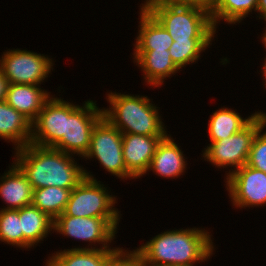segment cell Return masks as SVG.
I'll return each instance as SVG.
<instances>
[{
  "mask_svg": "<svg viewBox=\"0 0 266 266\" xmlns=\"http://www.w3.org/2000/svg\"><path fill=\"white\" fill-rule=\"evenodd\" d=\"M212 236L204 227L175 228L157 234L135 249L142 261L151 266H197L215 254Z\"/></svg>",
  "mask_w": 266,
  "mask_h": 266,
  "instance_id": "cell-1",
  "label": "cell"
},
{
  "mask_svg": "<svg viewBox=\"0 0 266 266\" xmlns=\"http://www.w3.org/2000/svg\"><path fill=\"white\" fill-rule=\"evenodd\" d=\"M12 153L13 162L26 175L33 190L49 186L72 190L86 177L84 166L75 161L76 156L52 147L29 143Z\"/></svg>",
  "mask_w": 266,
  "mask_h": 266,
  "instance_id": "cell-2",
  "label": "cell"
},
{
  "mask_svg": "<svg viewBox=\"0 0 266 266\" xmlns=\"http://www.w3.org/2000/svg\"><path fill=\"white\" fill-rule=\"evenodd\" d=\"M105 100L109 105L102 107L103 117L122 133L166 137L167 128L158 104L146 95L126 94L110 91ZM109 107V108H108Z\"/></svg>",
  "mask_w": 266,
  "mask_h": 266,
  "instance_id": "cell-3",
  "label": "cell"
},
{
  "mask_svg": "<svg viewBox=\"0 0 266 266\" xmlns=\"http://www.w3.org/2000/svg\"><path fill=\"white\" fill-rule=\"evenodd\" d=\"M141 4L174 41H214L217 37L211 15L201 8L163 1H143Z\"/></svg>",
  "mask_w": 266,
  "mask_h": 266,
  "instance_id": "cell-4",
  "label": "cell"
},
{
  "mask_svg": "<svg viewBox=\"0 0 266 266\" xmlns=\"http://www.w3.org/2000/svg\"><path fill=\"white\" fill-rule=\"evenodd\" d=\"M266 124V113H257L239 132L219 141L210 142L202 150L200 159L209 162L215 168H224L225 176L244 166L256 133ZM230 168V169H229Z\"/></svg>",
  "mask_w": 266,
  "mask_h": 266,
  "instance_id": "cell-5",
  "label": "cell"
},
{
  "mask_svg": "<svg viewBox=\"0 0 266 266\" xmlns=\"http://www.w3.org/2000/svg\"><path fill=\"white\" fill-rule=\"evenodd\" d=\"M84 171L86 177L71 190L69 201L59 216L121 218V211L115 206L117 196L92 172L86 168Z\"/></svg>",
  "mask_w": 266,
  "mask_h": 266,
  "instance_id": "cell-6",
  "label": "cell"
},
{
  "mask_svg": "<svg viewBox=\"0 0 266 266\" xmlns=\"http://www.w3.org/2000/svg\"><path fill=\"white\" fill-rule=\"evenodd\" d=\"M96 103L89 99L81 106L65 100V134L52 148L78 158L84 157L90 146L93 129L103 118L102 107Z\"/></svg>",
  "mask_w": 266,
  "mask_h": 266,
  "instance_id": "cell-7",
  "label": "cell"
},
{
  "mask_svg": "<svg viewBox=\"0 0 266 266\" xmlns=\"http://www.w3.org/2000/svg\"><path fill=\"white\" fill-rule=\"evenodd\" d=\"M120 219L58 216L54 220L53 232L87 243L86 246H74L72 249H117L118 246L111 247V243L117 238Z\"/></svg>",
  "mask_w": 266,
  "mask_h": 266,
  "instance_id": "cell-8",
  "label": "cell"
},
{
  "mask_svg": "<svg viewBox=\"0 0 266 266\" xmlns=\"http://www.w3.org/2000/svg\"><path fill=\"white\" fill-rule=\"evenodd\" d=\"M95 158V159H94ZM82 159L97 160L100 167L120 181L134 179L125 166L122 149V132L104 117L96 124L91 135L90 146Z\"/></svg>",
  "mask_w": 266,
  "mask_h": 266,
  "instance_id": "cell-9",
  "label": "cell"
},
{
  "mask_svg": "<svg viewBox=\"0 0 266 266\" xmlns=\"http://www.w3.org/2000/svg\"><path fill=\"white\" fill-rule=\"evenodd\" d=\"M0 57V69L9 84L41 85L54 69V59L26 49H7Z\"/></svg>",
  "mask_w": 266,
  "mask_h": 266,
  "instance_id": "cell-10",
  "label": "cell"
},
{
  "mask_svg": "<svg viewBox=\"0 0 266 266\" xmlns=\"http://www.w3.org/2000/svg\"><path fill=\"white\" fill-rule=\"evenodd\" d=\"M224 186L228 192L234 209L266 206V173L248 165L235 170L224 178Z\"/></svg>",
  "mask_w": 266,
  "mask_h": 266,
  "instance_id": "cell-11",
  "label": "cell"
},
{
  "mask_svg": "<svg viewBox=\"0 0 266 266\" xmlns=\"http://www.w3.org/2000/svg\"><path fill=\"white\" fill-rule=\"evenodd\" d=\"M65 134V100L52 95L32 123L30 143L53 147Z\"/></svg>",
  "mask_w": 266,
  "mask_h": 266,
  "instance_id": "cell-12",
  "label": "cell"
},
{
  "mask_svg": "<svg viewBox=\"0 0 266 266\" xmlns=\"http://www.w3.org/2000/svg\"><path fill=\"white\" fill-rule=\"evenodd\" d=\"M163 138L165 137L122 133L125 166L135 180L148 173L154 153Z\"/></svg>",
  "mask_w": 266,
  "mask_h": 266,
  "instance_id": "cell-13",
  "label": "cell"
},
{
  "mask_svg": "<svg viewBox=\"0 0 266 266\" xmlns=\"http://www.w3.org/2000/svg\"><path fill=\"white\" fill-rule=\"evenodd\" d=\"M132 55L133 63L143 72L144 84L151 86L149 88L165 86V80L181 71L172 61L169 50H133Z\"/></svg>",
  "mask_w": 266,
  "mask_h": 266,
  "instance_id": "cell-14",
  "label": "cell"
},
{
  "mask_svg": "<svg viewBox=\"0 0 266 266\" xmlns=\"http://www.w3.org/2000/svg\"><path fill=\"white\" fill-rule=\"evenodd\" d=\"M180 148L175 138L168 134L158 144L148 172L152 171L153 174L165 179L181 178V175L186 173L188 163L186 154Z\"/></svg>",
  "mask_w": 266,
  "mask_h": 266,
  "instance_id": "cell-15",
  "label": "cell"
},
{
  "mask_svg": "<svg viewBox=\"0 0 266 266\" xmlns=\"http://www.w3.org/2000/svg\"><path fill=\"white\" fill-rule=\"evenodd\" d=\"M51 96L41 85L8 84L5 101L33 123Z\"/></svg>",
  "mask_w": 266,
  "mask_h": 266,
  "instance_id": "cell-16",
  "label": "cell"
},
{
  "mask_svg": "<svg viewBox=\"0 0 266 266\" xmlns=\"http://www.w3.org/2000/svg\"><path fill=\"white\" fill-rule=\"evenodd\" d=\"M8 169L0 177V198L7 204L0 209L17 210L31 205L33 189L26 175L13 161Z\"/></svg>",
  "mask_w": 266,
  "mask_h": 266,
  "instance_id": "cell-17",
  "label": "cell"
},
{
  "mask_svg": "<svg viewBox=\"0 0 266 266\" xmlns=\"http://www.w3.org/2000/svg\"><path fill=\"white\" fill-rule=\"evenodd\" d=\"M139 7L140 19L133 50H169L174 42L171 35L142 4Z\"/></svg>",
  "mask_w": 266,
  "mask_h": 266,
  "instance_id": "cell-18",
  "label": "cell"
},
{
  "mask_svg": "<svg viewBox=\"0 0 266 266\" xmlns=\"http://www.w3.org/2000/svg\"><path fill=\"white\" fill-rule=\"evenodd\" d=\"M31 136L32 123L5 100L0 101V139L11 142L15 151L28 145Z\"/></svg>",
  "mask_w": 266,
  "mask_h": 266,
  "instance_id": "cell-19",
  "label": "cell"
},
{
  "mask_svg": "<svg viewBox=\"0 0 266 266\" xmlns=\"http://www.w3.org/2000/svg\"><path fill=\"white\" fill-rule=\"evenodd\" d=\"M19 217L23 231V251L36 248L49 234L51 236L54 233V220L32 204L19 209Z\"/></svg>",
  "mask_w": 266,
  "mask_h": 266,
  "instance_id": "cell-20",
  "label": "cell"
},
{
  "mask_svg": "<svg viewBox=\"0 0 266 266\" xmlns=\"http://www.w3.org/2000/svg\"><path fill=\"white\" fill-rule=\"evenodd\" d=\"M233 108L220 107L210 115L208 121V138L209 142H215L230 137L243 129L257 113L261 110L250 114L248 117H242V114Z\"/></svg>",
  "mask_w": 266,
  "mask_h": 266,
  "instance_id": "cell-21",
  "label": "cell"
},
{
  "mask_svg": "<svg viewBox=\"0 0 266 266\" xmlns=\"http://www.w3.org/2000/svg\"><path fill=\"white\" fill-rule=\"evenodd\" d=\"M116 249H64L50 254L45 266H106Z\"/></svg>",
  "mask_w": 266,
  "mask_h": 266,
  "instance_id": "cell-22",
  "label": "cell"
},
{
  "mask_svg": "<svg viewBox=\"0 0 266 266\" xmlns=\"http://www.w3.org/2000/svg\"><path fill=\"white\" fill-rule=\"evenodd\" d=\"M258 0H218L214 11L210 14L214 28L219 24L239 25L257 10ZM251 13V14H250ZM222 21V23H220Z\"/></svg>",
  "mask_w": 266,
  "mask_h": 266,
  "instance_id": "cell-23",
  "label": "cell"
},
{
  "mask_svg": "<svg viewBox=\"0 0 266 266\" xmlns=\"http://www.w3.org/2000/svg\"><path fill=\"white\" fill-rule=\"evenodd\" d=\"M71 190L49 186L33 190L32 205L55 220L61 215L69 201Z\"/></svg>",
  "mask_w": 266,
  "mask_h": 266,
  "instance_id": "cell-24",
  "label": "cell"
},
{
  "mask_svg": "<svg viewBox=\"0 0 266 266\" xmlns=\"http://www.w3.org/2000/svg\"><path fill=\"white\" fill-rule=\"evenodd\" d=\"M212 43L213 41H174L169 48L171 59L183 71L187 65L197 63Z\"/></svg>",
  "mask_w": 266,
  "mask_h": 266,
  "instance_id": "cell-25",
  "label": "cell"
},
{
  "mask_svg": "<svg viewBox=\"0 0 266 266\" xmlns=\"http://www.w3.org/2000/svg\"><path fill=\"white\" fill-rule=\"evenodd\" d=\"M23 249V231L19 209H0V243Z\"/></svg>",
  "mask_w": 266,
  "mask_h": 266,
  "instance_id": "cell-26",
  "label": "cell"
},
{
  "mask_svg": "<svg viewBox=\"0 0 266 266\" xmlns=\"http://www.w3.org/2000/svg\"><path fill=\"white\" fill-rule=\"evenodd\" d=\"M246 165L266 173V124L253 139Z\"/></svg>",
  "mask_w": 266,
  "mask_h": 266,
  "instance_id": "cell-27",
  "label": "cell"
},
{
  "mask_svg": "<svg viewBox=\"0 0 266 266\" xmlns=\"http://www.w3.org/2000/svg\"><path fill=\"white\" fill-rule=\"evenodd\" d=\"M118 247L107 259L106 266H139L143 261L140 253L136 250H128Z\"/></svg>",
  "mask_w": 266,
  "mask_h": 266,
  "instance_id": "cell-28",
  "label": "cell"
},
{
  "mask_svg": "<svg viewBox=\"0 0 266 266\" xmlns=\"http://www.w3.org/2000/svg\"><path fill=\"white\" fill-rule=\"evenodd\" d=\"M218 0H187V6H194L201 8L211 14L217 4Z\"/></svg>",
  "mask_w": 266,
  "mask_h": 266,
  "instance_id": "cell-29",
  "label": "cell"
},
{
  "mask_svg": "<svg viewBox=\"0 0 266 266\" xmlns=\"http://www.w3.org/2000/svg\"><path fill=\"white\" fill-rule=\"evenodd\" d=\"M256 13L258 14L256 15V18H259L258 20L261 19L266 22V0H258Z\"/></svg>",
  "mask_w": 266,
  "mask_h": 266,
  "instance_id": "cell-30",
  "label": "cell"
},
{
  "mask_svg": "<svg viewBox=\"0 0 266 266\" xmlns=\"http://www.w3.org/2000/svg\"><path fill=\"white\" fill-rule=\"evenodd\" d=\"M8 81L3 75L2 70L0 69V101H4L6 99Z\"/></svg>",
  "mask_w": 266,
  "mask_h": 266,
  "instance_id": "cell-31",
  "label": "cell"
},
{
  "mask_svg": "<svg viewBox=\"0 0 266 266\" xmlns=\"http://www.w3.org/2000/svg\"><path fill=\"white\" fill-rule=\"evenodd\" d=\"M262 45H263L264 48L266 49V44H262ZM265 51H266V50H265ZM260 66H262V67H260L261 69H260L259 72L262 74V75H261V77H263L262 80H264V81H262L263 84H261V85H263V88L266 89V57H264L263 63H262V65H260ZM264 86H265V87H264Z\"/></svg>",
  "mask_w": 266,
  "mask_h": 266,
  "instance_id": "cell-32",
  "label": "cell"
},
{
  "mask_svg": "<svg viewBox=\"0 0 266 266\" xmlns=\"http://www.w3.org/2000/svg\"><path fill=\"white\" fill-rule=\"evenodd\" d=\"M144 1H163L166 3H179L187 6V0H144Z\"/></svg>",
  "mask_w": 266,
  "mask_h": 266,
  "instance_id": "cell-33",
  "label": "cell"
},
{
  "mask_svg": "<svg viewBox=\"0 0 266 266\" xmlns=\"http://www.w3.org/2000/svg\"><path fill=\"white\" fill-rule=\"evenodd\" d=\"M266 26V25H265ZM260 38H266V27L264 28L263 34L261 35Z\"/></svg>",
  "mask_w": 266,
  "mask_h": 266,
  "instance_id": "cell-34",
  "label": "cell"
},
{
  "mask_svg": "<svg viewBox=\"0 0 266 266\" xmlns=\"http://www.w3.org/2000/svg\"><path fill=\"white\" fill-rule=\"evenodd\" d=\"M259 39H261L260 40V41H262L261 43L266 44V38H259Z\"/></svg>",
  "mask_w": 266,
  "mask_h": 266,
  "instance_id": "cell-35",
  "label": "cell"
},
{
  "mask_svg": "<svg viewBox=\"0 0 266 266\" xmlns=\"http://www.w3.org/2000/svg\"><path fill=\"white\" fill-rule=\"evenodd\" d=\"M139 266H151V265H149V264H147L145 262H142Z\"/></svg>",
  "mask_w": 266,
  "mask_h": 266,
  "instance_id": "cell-36",
  "label": "cell"
}]
</instances>
